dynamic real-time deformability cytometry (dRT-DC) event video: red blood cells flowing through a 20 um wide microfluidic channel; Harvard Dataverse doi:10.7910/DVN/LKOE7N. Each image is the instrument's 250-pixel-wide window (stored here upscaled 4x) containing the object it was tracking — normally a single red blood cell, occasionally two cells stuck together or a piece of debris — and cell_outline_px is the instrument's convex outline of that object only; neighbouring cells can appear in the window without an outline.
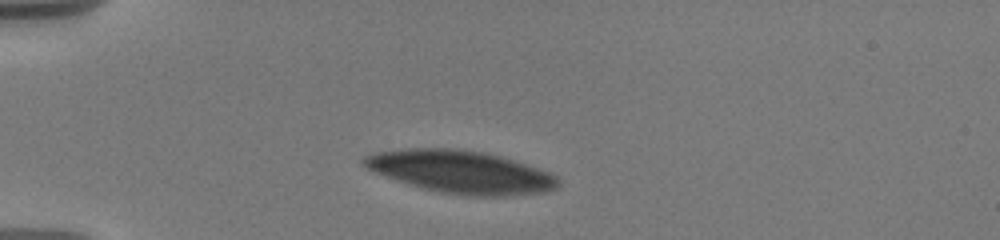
{"species": "human", "species_latin": "Homo sapiens", "temperature_condition": "warm", "stored_images_in_passage": 31, "camera_frame_rate_fps": 3000, "um_per_image_px": 0.085, "donor": {"sex": "male"}, "frame": {"image": 1, "passage_image": 1, "time_ms": 0.0, "image_size_px": [1000, 240], "cell_outline_px": [[560, 184], [556, 188], [548, 192], [512, 196], [472, 196], [440, 192], [424, 188], [376, 172], [368, 168], [360, 160], [364, 156], [376, 152], [408, 148], [456, 148], [484, 152], [500, 156], [548, 172], [556, 176], [560, 180]], "centroid_in_image_um": [39.22, 14.61], "position_along_channel_um": 45.8, "area_um2": 47.86}}
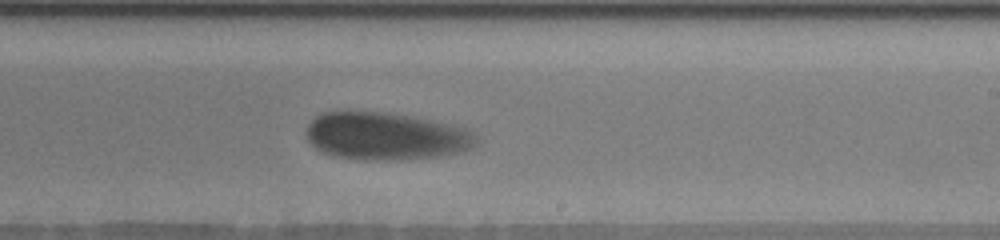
{"frame": {"image": 2, "passage_image": 13, "time_ms": 7.0, "image_size_px": [1000, 240], "cell_outline_px": [[480, 144], [472, 148], [440, 156], [400, 160], [356, 160], [332, 156], [320, 152], [308, 140], [304, 132], [308, 124], [316, 116], [324, 112], [384, 112], [452, 124], [464, 128], [472, 132], [476, 136]], "centroid_in_image_um": [32.76, 11.6], "position_along_channel_um": 256.2, "area_um2": 47.34}}
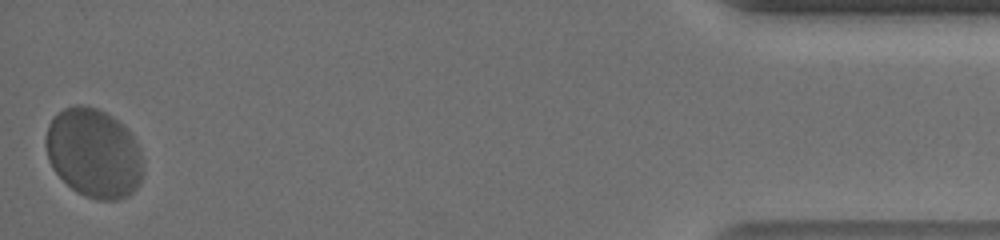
{"frame": {"image": 3, "passage_image": 31, "time_ms": 14.0, "image_size_px": [1000, 240], "cell_outline_px": [[144, 172], [140, 184], [128, 196], [120, 200], [96, 200], [84, 196], [76, 192], [52, 168], [48, 160], [44, 144], [44, 140], [48, 124], [52, 116], [56, 112], [64, 108], [76, 104], [80, 104], [96, 108], [112, 116], [124, 124], [128, 128], [136, 140], [140, 148], [144, 164]], "centroid_in_image_um": [7.98, 13.01], "position_along_channel_um": 427.2, "area_um2": 51.67}, "authors_computed_cell_mechanics": {"area_um2": 48.4942, "velocity_mm_per_s": 3.4774, "shape_relaxation_time_tau1_ms": 2.9993, "shape_relaxation_time_tau2_ms": null, "deformation_change_tau1": 0.063, "deformation_change_tau2": null}}